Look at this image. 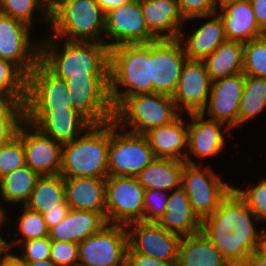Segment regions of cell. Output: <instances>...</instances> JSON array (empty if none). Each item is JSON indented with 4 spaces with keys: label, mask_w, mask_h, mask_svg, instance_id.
<instances>
[{
    "label": "cell",
    "mask_w": 266,
    "mask_h": 266,
    "mask_svg": "<svg viewBox=\"0 0 266 266\" xmlns=\"http://www.w3.org/2000/svg\"><path fill=\"white\" fill-rule=\"evenodd\" d=\"M187 59L178 39L151 42L150 80L153 83V93L172 96L177 89L181 70Z\"/></svg>",
    "instance_id": "cell-16"
},
{
    "label": "cell",
    "mask_w": 266,
    "mask_h": 266,
    "mask_svg": "<svg viewBox=\"0 0 266 266\" xmlns=\"http://www.w3.org/2000/svg\"><path fill=\"white\" fill-rule=\"evenodd\" d=\"M186 116L188 142L185 162L202 165L205 159L210 157L212 160V157L222 155L220 153L228 147L227 139L234 136V131L225 123L209 119L202 113H188Z\"/></svg>",
    "instance_id": "cell-12"
},
{
    "label": "cell",
    "mask_w": 266,
    "mask_h": 266,
    "mask_svg": "<svg viewBox=\"0 0 266 266\" xmlns=\"http://www.w3.org/2000/svg\"><path fill=\"white\" fill-rule=\"evenodd\" d=\"M154 159L145 135L126 131L110 120L109 176L137 177Z\"/></svg>",
    "instance_id": "cell-8"
},
{
    "label": "cell",
    "mask_w": 266,
    "mask_h": 266,
    "mask_svg": "<svg viewBox=\"0 0 266 266\" xmlns=\"http://www.w3.org/2000/svg\"><path fill=\"white\" fill-rule=\"evenodd\" d=\"M153 93L150 80V43L110 49L109 97L113 108L134 94Z\"/></svg>",
    "instance_id": "cell-4"
},
{
    "label": "cell",
    "mask_w": 266,
    "mask_h": 266,
    "mask_svg": "<svg viewBox=\"0 0 266 266\" xmlns=\"http://www.w3.org/2000/svg\"><path fill=\"white\" fill-rule=\"evenodd\" d=\"M25 165L23 142L18 135H15L0 146V178Z\"/></svg>",
    "instance_id": "cell-40"
},
{
    "label": "cell",
    "mask_w": 266,
    "mask_h": 266,
    "mask_svg": "<svg viewBox=\"0 0 266 266\" xmlns=\"http://www.w3.org/2000/svg\"><path fill=\"white\" fill-rule=\"evenodd\" d=\"M18 208H21L19 218L15 223H11L12 226L8 225L11 227L8 230L13 228L18 231L13 234L10 233L14 239H9L10 241L7 242V246L12 252L14 251L12 248H16V245L18 246L22 242L49 236V229L43 214L31 210L25 205H18Z\"/></svg>",
    "instance_id": "cell-35"
},
{
    "label": "cell",
    "mask_w": 266,
    "mask_h": 266,
    "mask_svg": "<svg viewBox=\"0 0 266 266\" xmlns=\"http://www.w3.org/2000/svg\"><path fill=\"white\" fill-rule=\"evenodd\" d=\"M245 82L243 72L211 82L206 107L202 114L225 123L232 131L238 128V110Z\"/></svg>",
    "instance_id": "cell-19"
},
{
    "label": "cell",
    "mask_w": 266,
    "mask_h": 266,
    "mask_svg": "<svg viewBox=\"0 0 266 266\" xmlns=\"http://www.w3.org/2000/svg\"><path fill=\"white\" fill-rule=\"evenodd\" d=\"M10 252L2 261L0 266H25V264L14 254Z\"/></svg>",
    "instance_id": "cell-53"
},
{
    "label": "cell",
    "mask_w": 266,
    "mask_h": 266,
    "mask_svg": "<svg viewBox=\"0 0 266 266\" xmlns=\"http://www.w3.org/2000/svg\"><path fill=\"white\" fill-rule=\"evenodd\" d=\"M17 135L22 139L25 164L40 176L60 174L62 144L42 133L26 119Z\"/></svg>",
    "instance_id": "cell-18"
},
{
    "label": "cell",
    "mask_w": 266,
    "mask_h": 266,
    "mask_svg": "<svg viewBox=\"0 0 266 266\" xmlns=\"http://www.w3.org/2000/svg\"><path fill=\"white\" fill-rule=\"evenodd\" d=\"M243 73L266 78V36L244 43Z\"/></svg>",
    "instance_id": "cell-38"
},
{
    "label": "cell",
    "mask_w": 266,
    "mask_h": 266,
    "mask_svg": "<svg viewBox=\"0 0 266 266\" xmlns=\"http://www.w3.org/2000/svg\"><path fill=\"white\" fill-rule=\"evenodd\" d=\"M24 111L30 124L62 145L74 140L91 125L76 109Z\"/></svg>",
    "instance_id": "cell-21"
},
{
    "label": "cell",
    "mask_w": 266,
    "mask_h": 266,
    "mask_svg": "<svg viewBox=\"0 0 266 266\" xmlns=\"http://www.w3.org/2000/svg\"><path fill=\"white\" fill-rule=\"evenodd\" d=\"M25 111L16 97L0 92V121H24Z\"/></svg>",
    "instance_id": "cell-45"
},
{
    "label": "cell",
    "mask_w": 266,
    "mask_h": 266,
    "mask_svg": "<svg viewBox=\"0 0 266 266\" xmlns=\"http://www.w3.org/2000/svg\"><path fill=\"white\" fill-rule=\"evenodd\" d=\"M195 20L201 21L203 23L195 24L197 25L195 28H190L189 31H185V26L187 27V23L192 21L195 23ZM205 21V22H204ZM188 33V34H187ZM178 40L181 42L184 52L189 60H203L205 57L210 55L220 44L225 42L226 36L224 32V26L221 17L217 12L204 15L197 16L190 19L185 20V24L181 29Z\"/></svg>",
    "instance_id": "cell-22"
},
{
    "label": "cell",
    "mask_w": 266,
    "mask_h": 266,
    "mask_svg": "<svg viewBox=\"0 0 266 266\" xmlns=\"http://www.w3.org/2000/svg\"><path fill=\"white\" fill-rule=\"evenodd\" d=\"M127 227L107 224L78 243V266H126Z\"/></svg>",
    "instance_id": "cell-10"
},
{
    "label": "cell",
    "mask_w": 266,
    "mask_h": 266,
    "mask_svg": "<svg viewBox=\"0 0 266 266\" xmlns=\"http://www.w3.org/2000/svg\"><path fill=\"white\" fill-rule=\"evenodd\" d=\"M7 238H5V235L3 237V235H0V253H10V249L7 246V242H8V237H11V235L8 233V236H6Z\"/></svg>",
    "instance_id": "cell-56"
},
{
    "label": "cell",
    "mask_w": 266,
    "mask_h": 266,
    "mask_svg": "<svg viewBox=\"0 0 266 266\" xmlns=\"http://www.w3.org/2000/svg\"><path fill=\"white\" fill-rule=\"evenodd\" d=\"M105 225L107 221L99 212L70 209L61 222L49 229L48 237L56 241L79 243Z\"/></svg>",
    "instance_id": "cell-28"
},
{
    "label": "cell",
    "mask_w": 266,
    "mask_h": 266,
    "mask_svg": "<svg viewBox=\"0 0 266 266\" xmlns=\"http://www.w3.org/2000/svg\"><path fill=\"white\" fill-rule=\"evenodd\" d=\"M73 108L91 124L113 120L109 97V76H78L65 79Z\"/></svg>",
    "instance_id": "cell-11"
},
{
    "label": "cell",
    "mask_w": 266,
    "mask_h": 266,
    "mask_svg": "<svg viewBox=\"0 0 266 266\" xmlns=\"http://www.w3.org/2000/svg\"><path fill=\"white\" fill-rule=\"evenodd\" d=\"M99 7L106 13L111 9L117 8L122 4H126L131 0H95Z\"/></svg>",
    "instance_id": "cell-50"
},
{
    "label": "cell",
    "mask_w": 266,
    "mask_h": 266,
    "mask_svg": "<svg viewBox=\"0 0 266 266\" xmlns=\"http://www.w3.org/2000/svg\"><path fill=\"white\" fill-rule=\"evenodd\" d=\"M216 12L222 19L227 40L247 43L264 35L249 0L217 6Z\"/></svg>",
    "instance_id": "cell-25"
},
{
    "label": "cell",
    "mask_w": 266,
    "mask_h": 266,
    "mask_svg": "<svg viewBox=\"0 0 266 266\" xmlns=\"http://www.w3.org/2000/svg\"><path fill=\"white\" fill-rule=\"evenodd\" d=\"M110 144V121L91 124L78 137L62 145L60 174L63 178L106 179Z\"/></svg>",
    "instance_id": "cell-3"
},
{
    "label": "cell",
    "mask_w": 266,
    "mask_h": 266,
    "mask_svg": "<svg viewBox=\"0 0 266 266\" xmlns=\"http://www.w3.org/2000/svg\"><path fill=\"white\" fill-rule=\"evenodd\" d=\"M256 251L266 257V228L261 227Z\"/></svg>",
    "instance_id": "cell-54"
},
{
    "label": "cell",
    "mask_w": 266,
    "mask_h": 266,
    "mask_svg": "<svg viewBox=\"0 0 266 266\" xmlns=\"http://www.w3.org/2000/svg\"><path fill=\"white\" fill-rule=\"evenodd\" d=\"M175 266H232L223 254L199 232L181 238Z\"/></svg>",
    "instance_id": "cell-29"
},
{
    "label": "cell",
    "mask_w": 266,
    "mask_h": 266,
    "mask_svg": "<svg viewBox=\"0 0 266 266\" xmlns=\"http://www.w3.org/2000/svg\"><path fill=\"white\" fill-rule=\"evenodd\" d=\"M23 121H0V146L10 141Z\"/></svg>",
    "instance_id": "cell-47"
},
{
    "label": "cell",
    "mask_w": 266,
    "mask_h": 266,
    "mask_svg": "<svg viewBox=\"0 0 266 266\" xmlns=\"http://www.w3.org/2000/svg\"><path fill=\"white\" fill-rule=\"evenodd\" d=\"M74 109L64 79L57 77L41 61L27 76L24 110Z\"/></svg>",
    "instance_id": "cell-15"
},
{
    "label": "cell",
    "mask_w": 266,
    "mask_h": 266,
    "mask_svg": "<svg viewBox=\"0 0 266 266\" xmlns=\"http://www.w3.org/2000/svg\"><path fill=\"white\" fill-rule=\"evenodd\" d=\"M148 31L157 40L178 39L185 24L177 0H140Z\"/></svg>",
    "instance_id": "cell-23"
},
{
    "label": "cell",
    "mask_w": 266,
    "mask_h": 266,
    "mask_svg": "<svg viewBox=\"0 0 266 266\" xmlns=\"http://www.w3.org/2000/svg\"><path fill=\"white\" fill-rule=\"evenodd\" d=\"M186 114H181L170 124L150 129L144 135L155 158H171L185 161L188 142Z\"/></svg>",
    "instance_id": "cell-24"
},
{
    "label": "cell",
    "mask_w": 266,
    "mask_h": 266,
    "mask_svg": "<svg viewBox=\"0 0 266 266\" xmlns=\"http://www.w3.org/2000/svg\"><path fill=\"white\" fill-rule=\"evenodd\" d=\"M157 223L180 237L201 232V220L193 212L189 198L181 187L169 192L167 209Z\"/></svg>",
    "instance_id": "cell-26"
},
{
    "label": "cell",
    "mask_w": 266,
    "mask_h": 266,
    "mask_svg": "<svg viewBox=\"0 0 266 266\" xmlns=\"http://www.w3.org/2000/svg\"><path fill=\"white\" fill-rule=\"evenodd\" d=\"M261 222L232 189L219 207L201 220V232L232 266H244L256 250Z\"/></svg>",
    "instance_id": "cell-1"
},
{
    "label": "cell",
    "mask_w": 266,
    "mask_h": 266,
    "mask_svg": "<svg viewBox=\"0 0 266 266\" xmlns=\"http://www.w3.org/2000/svg\"><path fill=\"white\" fill-rule=\"evenodd\" d=\"M70 208H53L43 214L47 228L50 229L61 222L69 212Z\"/></svg>",
    "instance_id": "cell-49"
},
{
    "label": "cell",
    "mask_w": 266,
    "mask_h": 266,
    "mask_svg": "<svg viewBox=\"0 0 266 266\" xmlns=\"http://www.w3.org/2000/svg\"><path fill=\"white\" fill-rule=\"evenodd\" d=\"M181 16L184 20L215 13L216 0H177Z\"/></svg>",
    "instance_id": "cell-44"
},
{
    "label": "cell",
    "mask_w": 266,
    "mask_h": 266,
    "mask_svg": "<svg viewBox=\"0 0 266 266\" xmlns=\"http://www.w3.org/2000/svg\"><path fill=\"white\" fill-rule=\"evenodd\" d=\"M50 259L57 266H78V243L51 240Z\"/></svg>",
    "instance_id": "cell-43"
},
{
    "label": "cell",
    "mask_w": 266,
    "mask_h": 266,
    "mask_svg": "<svg viewBox=\"0 0 266 266\" xmlns=\"http://www.w3.org/2000/svg\"><path fill=\"white\" fill-rule=\"evenodd\" d=\"M244 266H266V257L259 254L256 250L248 257Z\"/></svg>",
    "instance_id": "cell-52"
},
{
    "label": "cell",
    "mask_w": 266,
    "mask_h": 266,
    "mask_svg": "<svg viewBox=\"0 0 266 266\" xmlns=\"http://www.w3.org/2000/svg\"><path fill=\"white\" fill-rule=\"evenodd\" d=\"M25 206L41 214L53 208H70L62 175L40 176Z\"/></svg>",
    "instance_id": "cell-32"
},
{
    "label": "cell",
    "mask_w": 266,
    "mask_h": 266,
    "mask_svg": "<svg viewBox=\"0 0 266 266\" xmlns=\"http://www.w3.org/2000/svg\"><path fill=\"white\" fill-rule=\"evenodd\" d=\"M5 205L1 204L0 202V235H4V234H7L5 230H7V225H8V222L9 220L12 218H8L10 215V213L7 211V208H11V207H4ZM6 208V209H5ZM9 213V215H8ZM8 221V222H7ZM6 224V227L4 226ZM3 230V231H2ZM5 231V233H4ZM3 232V233H2Z\"/></svg>",
    "instance_id": "cell-51"
},
{
    "label": "cell",
    "mask_w": 266,
    "mask_h": 266,
    "mask_svg": "<svg viewBox=\"0 0 266 266\" xmlns=\"http://www.w3.org/2000/svg\"><path fill=\"white\" fill-rule=\"evenodd\" d=\"M0 92L16 97L25 105L27 75L14 63L0 59Z\"/></svg>",
    "instance_id": "cell-37"
},
{
    "label": "cell",
    "mask_w": 266,
    "mask_h": 266,
    "mask_svg": "<svg viewBox=\"0 0 266 266\" xmlns=\"http://www.w3.org/2000/svg\"><path fill=\"white\" fill-rule=\"evenodd\" d=\"M23 263L25 264V266H57L51 259Z\"/></svg>",
    "instance_id": "cell-55"
},
{
    "label": "cell",
    "mask_w": 266,
    "mask_h": 266,
    "mask_svg": "<svg viewBox=\"0 0 266 266\" xmlns=\"http://www.w3.org/2000/svg\"><path fill=\"white\" fill-rule=\"evenodd\" d=\"M126 227L129 247L134 252L176 265L182 237L169 232L157 222L136 221Z\"/></svg>",
    "instance_id": "cell-17"
},
{
    "label": "cell",
    "mask_w": 266,
    "mask_h": 266,
    "mask_svg": "<svg viewBox=\"0 0 266 266\" xmlns=\"http://www.w3.org/2000/svg\"><path fill=\"white\" fill-rule=\"evenodd\" d=\"M169 192L150 189L145 190L144 196V222H158L167 209Z\"/></svg>",
    "instance_id": "cell-42"
},
{
    "label": "cell",
    "mask_w": 266,
    "mask_h": 266,
    "mask_svg": "<svg viewBox=\"0 0 266 266\" xmlns=\"http://www.w3.org/2000/svg\"><path fill=\"white\" fill-rule=\"evenodd\" d=\"M244 43L226 40L202 61L211 81L243 72Z\"/></svg>",
    "instance_id": "cell-31"
},
{
    "label": "cell",
    "mask_w": 266,
    "mask_h": 266,
    "mask_svg": "<svg viewBox=\"0 0 266 266\" xmlns=\"http://www.w3.org/2000/svg\"><path fill=\"white\" fill-rule=\"evenodd\" d=\"M181 114L170 95L134 94L114 108L113 121L126 131L144 135L150 129L170 124Z\"/></svg>",
    "instance_id": "cell-6"
},
{
    "label": "cell",
    "mask_w": 266,
    "mask_h": 266,
    "mask_svg": "<svg viewBox=\"0 0 266 266\" xmlns=\"http://www.w3.org/2000/svg\"><path fill=\"white\" fill-rule=\"evenodd\" d=\"M126 266H174L171 262L134 252L130 247L127 250Z\"/></svg>",
    "instance_id": "cell-46"
},
{
    "label": "cell",
    "mask_w": 266,
    "mask_h": 266,
    "mask_svg": "<svg viewBox=\"0 0 266 266\" xmlns=\"http://www.w3.org/2000/svg\"><path fill=\"white\" fill-rule=\"evenodd\" d=\"M233 189L247 203L248 208L261 223H266V177L246 188L233 185Z\"/></svg>",
    "instance_id": "cell-39"
},
{
    "label": "cell",
    "mask_w": 266,
    "mask_h": 266,
    "mask_svg": "<svg viewBox=\"0 0 266 266\" xmlns=\"http://www.w3.org/2000/svg\"><path fill=\"white\" fill-rule=\"evenodd\" d=\"M254 11L257 25L266 32V0H249Z\"/></svg>",
    "instance_id": "cell-48"
},
{
    "label": "cell",
    "mask_w": 266,
    "mask_h": 266,
    "mask_svg": "<svg viewBox=\"0 0 266 266\" xmlns=\"http://www.w3.org/2000/svg\"><path fill=\"white\" fill-rule=\"evenodd\" d=\"M105 14L95 0H60L50 10L48 33L69 41L105 43Z\"/></svg>",
    "instance_id": "cell-5"
},
{
    "label": "cell",
    "mask_w": 266,
    "mask_h": 266,
    "mask_svg": "<svg viewBox=\"0 0 266 266\" xmlns=\"http://www.w3.org/2000/svg\"><path fill=\"white\" fill-rule=\"evenodd\" d=\"M266 110V78L245 75L239 110L238 128ZM251 120V121H250Z\"/></svg>",
    "instance_id": "cell-34"
},
{
    "label": "cell",
    "mask_w": 266,
    "mask_h": 266,
    "mask_svg": "<svg viewBox=\"0 0 266 266\" xmlns=\"http://www.w3.org/2000/svg\"><path fill=\"white\" fill-rule=\"evenodd\" d=\"M185 161L171 158H155L139 172L137 178L145 190L172 191L181 187Z\"/></svg>",
    "instance_id": "cell-30"
},
{
    "label": "cell",
    "mask_w": 266,
    "mask_h": 266,
    "mask_svg": "<svg viewBox=\"0 0 266 266\" xmlns=\"http://www.w3.org/2000/svg\"><path fill=\"white\" fill-rule=\"evenodd\" d=\"M222 178H221V177ZM213 170L210 164H184L181 188L187 194L193 212L200 220L212 214L233 189V184Z\"/></svg>",
    "instance_id": "cell-7"
},
{
    "label": "cell",
    "mask_w": 266,
    "mask_h": 266,
    "mask_svg": "<svg viewBox=\"0 0 266 266\" xmlns=\"http://www.w3.org/2000/svg\"><path fill=\"white\" fill-rule=\"evenodd\" d=\"M41 35L40 61L57 77L109 76L110 48L95 41H69ZM44 36V37H43Z\"/></svg>",
    "instance_id": "cell-2"
},
{
    "label": "cell",
    "mask_w": 266,
    "mask_h": 266,
    "mask_svg": "<svg viewBox=\"0 0 266 266\" xmlns=\"http://www.w3.org/2000/svg\"><path fill=\"white\" fill-rule=\"evenodd\" d=\"M157 39L148 31L140 0H131L105 14V43L120 45L147 44Z\"/></svg>",
    "instance_id": "cell-14"
},
{
    "label": "cell",
    "mask_w": 266,
    "mask_h": 266,
    "mask_svg": "<svg viewBox=\"0 0 266 266\" xmlns=\"http://www.w3.org/2000/svg\"><path fill=\"white\" fill-rule=\"evenodd\" d=\"M145 189L137 177L108 176L105 179V219L107 224L127 226L143 221Z\"/></svg>",
    "instance_id": "cell-9"
},
{
    "label": "cell",
    "mask_w": 266,
    "mask_h": 266,
    "mask_svg": "<svg viewBox=\"0 0 266 266\" xmlns=\"http://www.w3.org/2000/svg\"><path fill=\"white\" fill-rule=\"evenodd\" d=\"M211 82L202 60L187 59L172 95L177 109L182 114L201 113L208 102Z\"/></svg>",
    "instance_id": "cell-20"
},
{
    "label": "cell",
    "mask_w": 266,
    "mask_h": 266,
    "mask_svg": "<svg viewBox=\"0 0 266 266\" xmlns=\"http://www.w3.org/2000/svg\"><path fill=\"white\" fill-rule=\"evenodd\" d=\"M51 10L60 0H41Z\"/></svg>",
    "instance_id": "cell-58"
},
{
    "label": "cell",
    "mask_w": 266,
    "mask_h": 266,
    "mask_svg": "<svg viewBox=\"0 0 266 266\" xmlns=\"http://www.w3.org/2000/svg\"><path fill=\"white\" fill-rule=\"evenodd\" d=\"M50 246L51 239L49 237L29 240L16 246L15 252L19 251L15 253V255L22 262H35L50 259Z\"/></svg>",
    "instance_id": "cell-41"
},
{
    "label": "cell",
    "mask_w": 266,
    "mask_h": 266,
    "mask_svg": "<svg viewBox=\"0 0 266 266\" xmlns=\"http://www.w3.org/2000/svg\"><path fill=\"white\" fill-rule=\"evenodd\" d=\"M0 13L27 24L34 31L37 28L36 22H42L48 25V31L42 33L45 35L49 32L50 10L41 0H3ZM33 24H36V27Z\"/></svg>",
    "instance_id": "cell-36"
},
{
    "label": "cell",
    "mask_w": 266,
    "mask_h": 266,
    "mask_svg": "<svg viewBox=\"0 0 266 266\" xmlns=\"http://www.w3.org/2000/svg\"><path fill=\"white\" fill-rule=\"evenodd\" d=\"M40 175L28 166H22L0 178V202L25 205Z\"/></svg>",
    "instance_id": "cell-33"
},
{
    "label": "cell",
    "mask_w": 266,
    "mask_h": 266,
    "mask_svg": "<svg viewBox=\"0 0 266 266\" xmlns=\"http://www.w3.org/2000/svg\"><path fill=\"white\" fill-rule=\"evenodd\" d=\"M240 1H246V0H216L217 6H225L227 4H232Z\"/></svg>",
    "instance_id": "cell-57"
},
{
    "label": "cell",
    "mask_w": 266,
    "mask_h": 266,
    "mask_svg": "<svg viewBox=\"0 0 266 266\" xmlns=\"http://www.w3.org/2000/svg\"><path fill=\"white\" fill-rule=\"evenodd\" d=\"M32 30L27 24L0 13V59L16 64L27 76L40 61L41 38L33 35Z\"/></svg>",
    "instance_id": "cell-13"
},
{
    "label": "cell",
    "mask_w": 266,
    "mask_h": 266,
    "mask_svg": "<svg viewBox=\"0 0 266 266\" xmlns=\"http://www.w3.org/2000/svg\"><path fill=\"white\" fill-rule=\"evenodd\" d=\"M9 253H0V265L3 261V259L8 255Z\"/></svg>",
    "instance_id": "cell-59"
},
{
    "label": "cell",
    "mask_w": 266,
    "mask_h": 266,
    "mask_svg": "<svg viewBox=\"0 0 266 266\" xmlns=\"http://www.w3.org/2000/svg\"><path fill=\"white\" fill-rule=\"evenodd\" d=\"M64 186L70 209L99 212L105 218V179L64 178Z\"/></svg>",
    "instance_id": "cell-27"
}]
</instances>
